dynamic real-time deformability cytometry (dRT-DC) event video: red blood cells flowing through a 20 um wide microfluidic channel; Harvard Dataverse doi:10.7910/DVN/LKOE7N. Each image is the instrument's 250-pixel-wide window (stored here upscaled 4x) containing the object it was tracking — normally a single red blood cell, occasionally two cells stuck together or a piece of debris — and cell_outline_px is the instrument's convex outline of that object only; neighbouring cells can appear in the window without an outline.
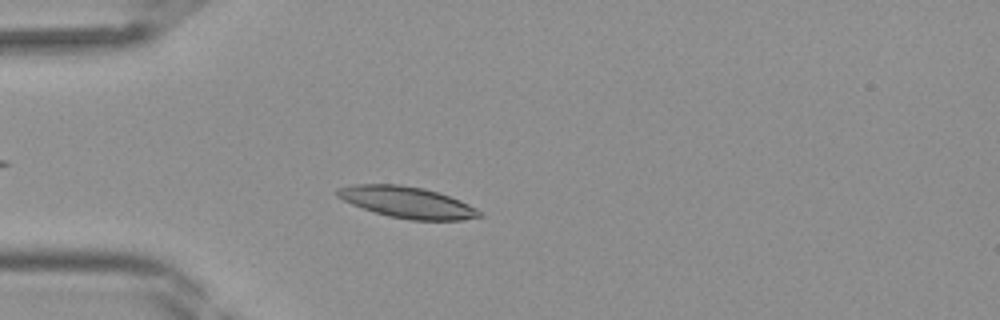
{"species": "Egyptian fruit bat (a non-hibernating species)", "species_latin": "Rousettus aegyptiacus", "temperature_condition": "room temperature", "stored_images_in_passage": 39, "camera_frame_rate_fps": 3000, "um_per_image_px": 0.085, "frame": {"image": 1, "passage_image": 9, "time_ms": 2.667, "image_size_px": [1000, 320], "cell_outline_px": [[484, 216], [464, 220], [412, 220], [388, 216], [352, 204], [336, 196], [336, 188], [356, 184], [400, 184], [424, 188], [440, 192], [460, 200], [484, 212]], "centroid_in_image_um": [34.66, 17.19], "position_along_channel_um": 50.3, "area_um2": 26.07}}
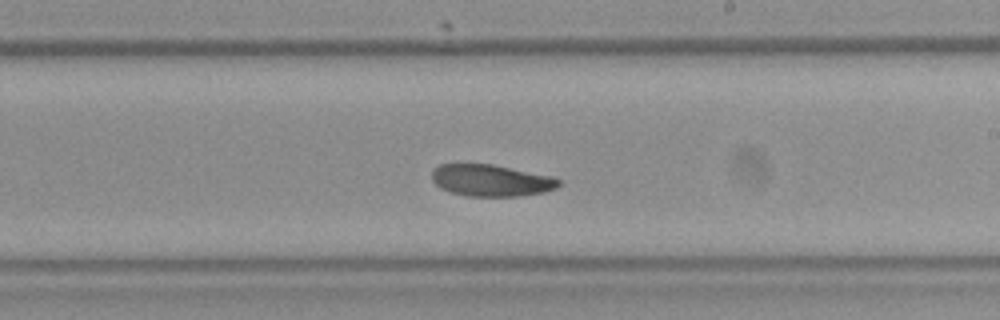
{"frame": {"image": 2, "passage_image": 22, "time_ms": 7.0, "image_size_px": [1000, 320], "cell_outline_px": [[560, 184], [556, 188], [544, 192], [520, 196], [468, 196], [452, 192], [440, 188], [432, 180], [432, 172], [440, 164], [492, 164], [552, 176], [560, 180]], "centroid_in_image_um": [41.76, 15.34], "position_along_channel_um": 247.2, "area_um2": 23.35}}
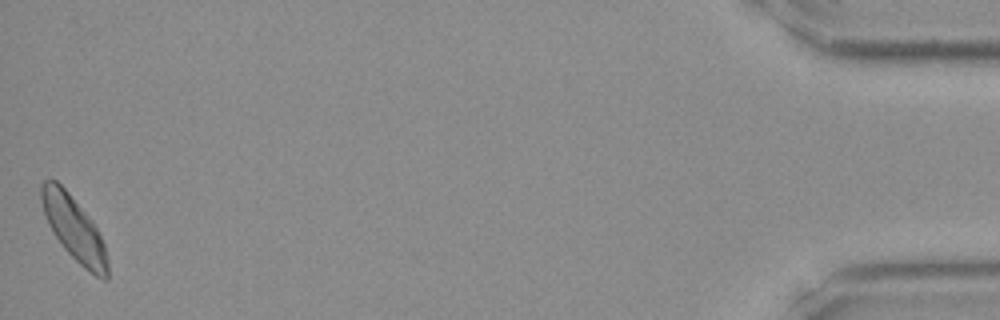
{"frame": {"image": 3, "passage_image": 39, "time_ms": 12.667, "image_size_px": [1000, 320], "cell_outline_px": [[108, 280], [104, 280], [96, 276], [84, 268], [64, 248], [48, 224], [40, 200], [40, 184], [44, 180], [56, 180], [68, 192], [92, 220], [104, 244], [108, 260]], "centroid_in_image_um": [6.29, 19.42], "position_along_channel_um": 428.9, "area_um2": 24.45}}